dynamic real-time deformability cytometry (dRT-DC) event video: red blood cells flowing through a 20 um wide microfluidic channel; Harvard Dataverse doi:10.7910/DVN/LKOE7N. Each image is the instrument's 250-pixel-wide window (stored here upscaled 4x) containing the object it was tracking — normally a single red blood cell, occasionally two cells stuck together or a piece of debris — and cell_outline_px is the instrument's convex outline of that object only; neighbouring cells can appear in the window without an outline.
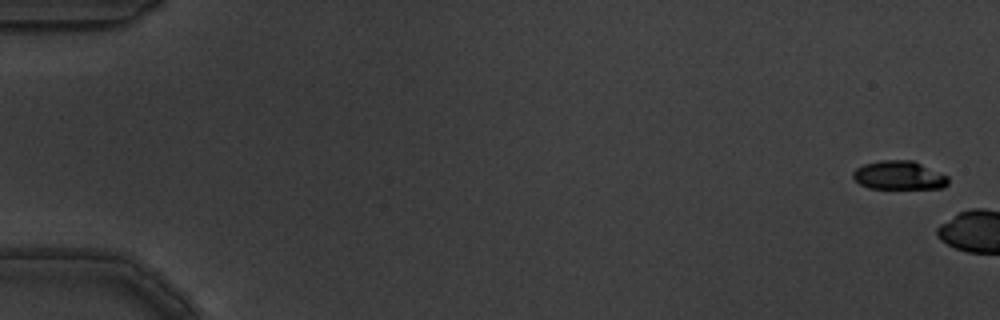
{"species": "common noctule bat (a hibernating species)", "species_latin": "Nyctalus noctula", "temperature_condition": "warm", "stored_images_in_passage": 3, "camera_frame_rate_fps": 3000, "um_per_image_px": 0.085, "animal": {"sex": "male", "body_mass_g": 19.5, "forearm_length_mm": 54.6}, "frame": {"image": 1, "passage_image": 1, "time_ms": 0.0, "image_size_px": [1000, 320], "cell_outline_px": [[948, 184], [944, 188], [868, 188], [860, 184], [852, 176], [852, 172], [856, 168], [864, 164], [880, 160], [912, 160], [948, 176]], "centroid_in_image_um": [76.4, 14.9], "position_along_channel_um": 8.6, "area_um2": 15.84}}